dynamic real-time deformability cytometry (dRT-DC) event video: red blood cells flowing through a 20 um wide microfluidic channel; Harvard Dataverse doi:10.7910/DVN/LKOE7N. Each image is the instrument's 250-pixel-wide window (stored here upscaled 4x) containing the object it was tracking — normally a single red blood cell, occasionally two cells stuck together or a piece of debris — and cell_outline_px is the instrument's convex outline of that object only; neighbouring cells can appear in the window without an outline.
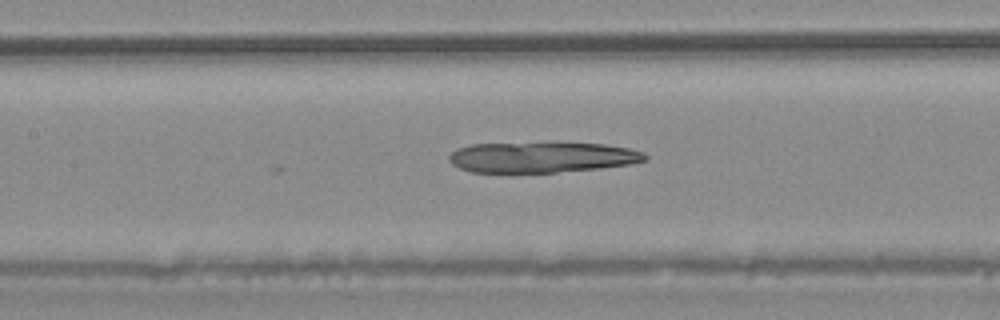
{"species": "common noctule bat (a hibernating species)", "species_latin": "Nyctalus noctula", "temperature_condition": "warm", "stored_images_in_passage": 23, "camera_frame_rate_fps": 3000, "um_per_image_px": 0.085, "animal": {"sex": "male", "body_mass_g": 20.4}, "frame": {"image": 1, "passage_image": 18, "time_ms": 5.667, "image_size_px": [1000, 320], "cell_outline_px": [[648, 160], [628, 164], [600, 168], [556, 172], [472, 172], [460, 168], [452, 164], [448, 160], [448, 156], [452, 152], [460, 148], [472, 144], [552, 140], [604, 144], [628, 148], [644, 152], [648, 156]], "centroid_in_image_um": [46.08, 13.31], "position_along_channel_um": 161.3, "area_um2": 36.13}}